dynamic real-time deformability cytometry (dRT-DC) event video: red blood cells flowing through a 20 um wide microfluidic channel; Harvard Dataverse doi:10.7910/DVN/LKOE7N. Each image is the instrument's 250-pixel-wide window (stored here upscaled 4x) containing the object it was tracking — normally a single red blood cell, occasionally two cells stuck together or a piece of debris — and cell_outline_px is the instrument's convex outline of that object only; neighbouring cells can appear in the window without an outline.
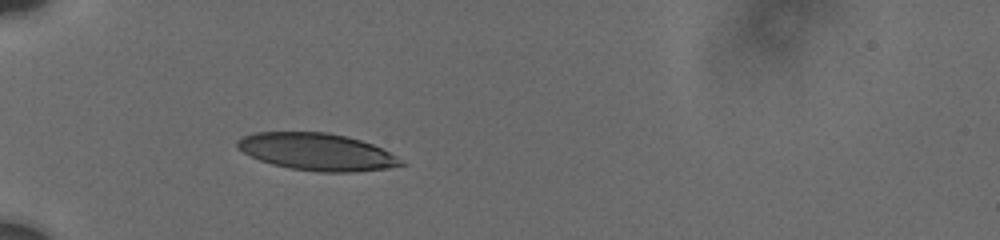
{"species": "human", "species_latin": "Homo sapiens", "temperature_condition": "cold", "stored_images_in_passage": 54, "camera_frame_rate_fps": 3000, "um_per_image_px": 0.085, "donor": {"sex": "male"}, "frame": {"image": 1, "passage_image": 1, "time_ms": 0.0, "image_size_px": [1000, 240], "cell_outline_px": [[408, 164], [388, 168], [352, 172], [320, 172], [292, 168], [272, 164], [260, 160], [236, 148], [236, 140], [244, 136], [256, 132], [328, 132], [360, 140], [372, 144], [396, 156]], "centroid_in_image_um": [26.93, 12.9], "position_along_channel_um": 58.1, "area_um2": 35.2}}
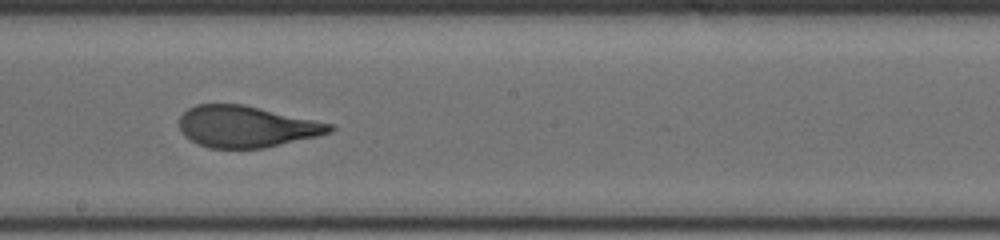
{"frame": {"image": 2, "passage_image": 25, "time_ms": 5.0, "image_size_px": [1000, 240], "cell_outline_px": [[336, 128], [332, 132], [316, 136], [264, 148], [208, 148], [184, 136], [180, 132], [180, 116], [188, 108], [196, 104], [244, 104], [336, 124]], "centroid_in_image_um": [20.97, 10.75], "position_along_channel_um": 227.2, "area_um2": 36.53}}
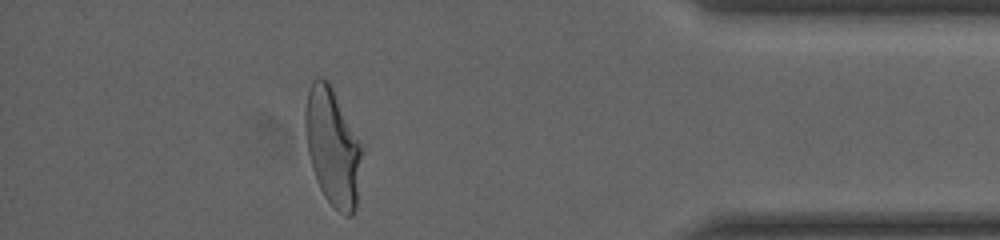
{"frame": {"image": 3, "passage_image": 46, "time_ms": 10.667, "image_size_px": [1000, 240], "cell_outline_px": [[364, 148], [356, 208], [352, 216], [344, 216], [324, 196], [316, 180], [312, 168], [308, 152], [304, 124], [304, 112], [308, 92], [312, 80], [316, 76], [320, 76], [328, 80], [364, 144]], "centroid_in_image_um": [28.31, 12.47], "position_along_channel_um": 406.9, "area_um2": 39.65}, "authors_computed_cell_mechanics": {"area_um2": 37.6278, "velocity_mm_per_s": 3.7327, "shape_relaxation_time_tau1_ms": 4.0413, "shape_relaxation_time_tau2_ms": 0.7438, "deformation_change_tau1": 0.1857, "deformation_change_tau2": 0.0677}}